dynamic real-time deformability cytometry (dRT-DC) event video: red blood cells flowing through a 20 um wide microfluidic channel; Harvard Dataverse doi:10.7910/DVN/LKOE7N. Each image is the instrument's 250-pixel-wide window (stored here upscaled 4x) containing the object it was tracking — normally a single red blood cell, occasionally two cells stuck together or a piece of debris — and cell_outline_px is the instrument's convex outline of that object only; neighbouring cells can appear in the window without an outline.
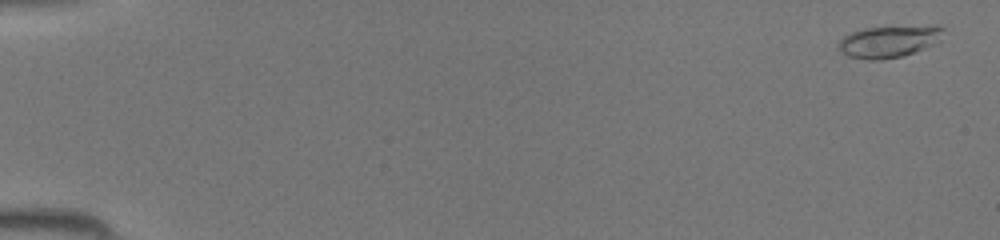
{"species": "common noctule bat (a hibernating species)", "species_latin": "Nyctalus noctula", "temperature_condition": "room temperature", "stored_images_in_passage": 45, "camera_frame_rate_fps": 3000, "um_per_image_px": 0.085, "animal": {"sex": "female", "body_mass_g": 19.5, "forearm_length_mm": 54.1}, "frame": {"image": 1, "passage_image": 2, "time_ms": 0.333, "image_size_px": [1000, 240], "cell_outline_px": [[944, 28], [940, 40], [924, 48], [904, 56], [880, 60], [868, 60], [848, 56], [840, 52], [840, 40], [844, 36], [852, 32], [864, 28], [928, 24], [940, 24]], "centroid_in_image_um": [75.62, 3.5], "position_along_channel_um": 9.4, "area_um2": 19.83}}
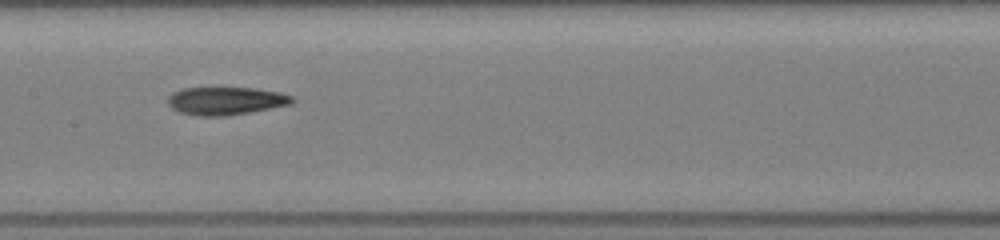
{"frame": {"image": 2, "passage_image": 24, "time_ms": 7.667, "image_size_px": [1000, 240], "cell_outline_px": [[296, 100], [292, 104], [248, 112], [224, 116], [196, 116], [180, 112], [172, 108], [168, 104], [168, 96], [172, 92], [180, 88], [256, 88], [280, 92], [292, 96]], "centroid_in_image_um": [19.18, 8.56], "position_along_channel_um": 188.2, "area_um2": 20.29}}
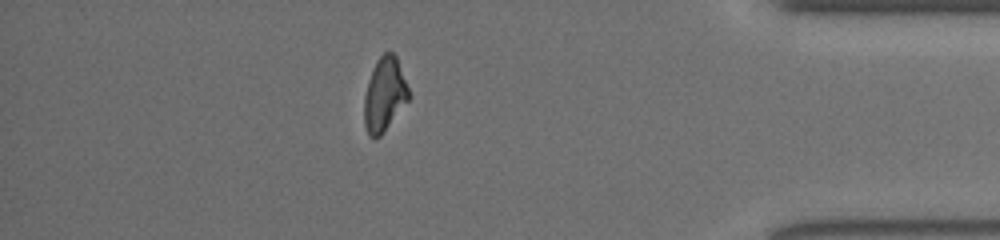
{"frame": {"image": 3, "passage_image": 40, "time_ms": 13.0, "image_size_px": [1000, 240], "cell_outline_px": [[412, 96], [380, 136], [376, 140], [368, 136], [364, 124], [364, 96], [368, 80], [376, 60], [384, 52], [392, 52], [396, 56]], "centroid_in_image_um": [32.68, 8.05], "position_along_channel_um": 402.5, "area_um2": 19.36}}